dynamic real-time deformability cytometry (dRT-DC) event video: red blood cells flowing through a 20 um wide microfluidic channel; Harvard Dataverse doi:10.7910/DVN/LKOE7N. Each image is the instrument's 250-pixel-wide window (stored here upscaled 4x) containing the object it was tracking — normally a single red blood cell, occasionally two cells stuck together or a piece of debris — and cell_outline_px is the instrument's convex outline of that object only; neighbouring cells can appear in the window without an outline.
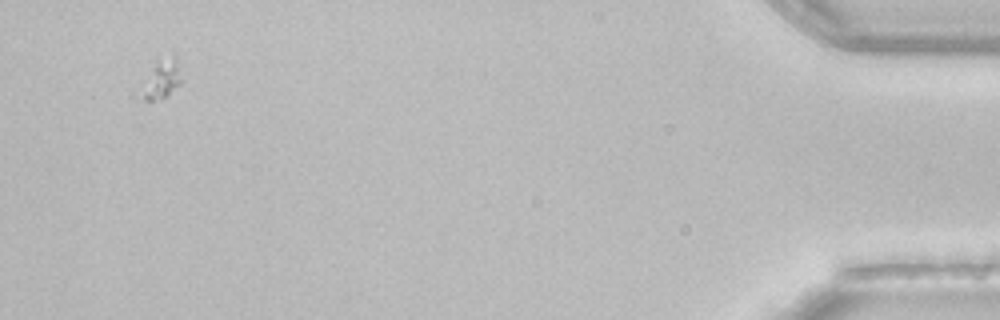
{"species": "common noctule bat (a hibernating species)", "species_latin": "Nyctalus noctula", "temperature_condition": "room temperature", "stored_images_in_passage": 40, "camera_frame_rate_fps": 3000, "um_per_image_px": 0.085, "animal": {"sex": "female", "body_mass_g": 22.7, "forearm_length_mm": 54.2}, "frame": {"image": 1, "passage_image": 38, "time_ms": 12.333, "image_size_px": [1000, 320], "cell_outline_px": [[180, 84], [160, 100], [144, 100], [132, 96], [132, 92], [156, 56], [172, 52], [176, 56], [180, 80]], "centroid_in_image_um": [13.49, 6.68], "position_along_channel_um": 421.7, "area_um2": 10.75}}